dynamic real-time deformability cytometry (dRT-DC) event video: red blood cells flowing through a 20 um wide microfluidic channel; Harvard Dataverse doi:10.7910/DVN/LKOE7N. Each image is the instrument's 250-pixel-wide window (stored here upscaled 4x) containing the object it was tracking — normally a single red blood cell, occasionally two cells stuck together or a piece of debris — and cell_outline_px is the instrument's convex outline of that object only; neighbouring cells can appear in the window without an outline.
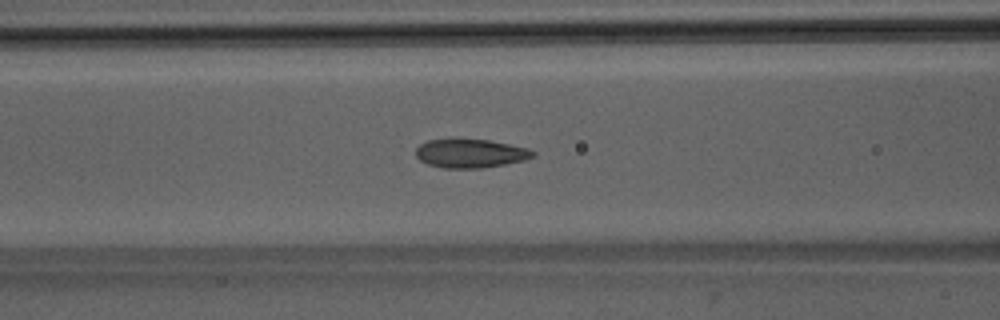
{"species": "Egyptian fruit bat (a non-hibernating species)", "species_latin": "Rousettus aegyptiacus", "temperature_condition": "room temperature", "stored_images_in_passage": 51, "camera_frame_rate_fps": 3000, "um_per_image_px": 0.085, "animal": {"sex": "male"}, "frame": {"image": 1, "passage_image": 21, "time_ms": 6.667, "image_size_px": [1000, 320], "cell_outline_px": [[536, 156], [524, 160], [504, 164], [480, 168], [444, 168], [428, 164], [420, 160], [416, 156], [416, 148], [420, 144], [428, 140], [488, 140], [528, 148], [536, 152]], "centroid_in_image_um": [40.0, 13.05], "position_along_channel_um": 126.6, "area_um2": 19.31}}
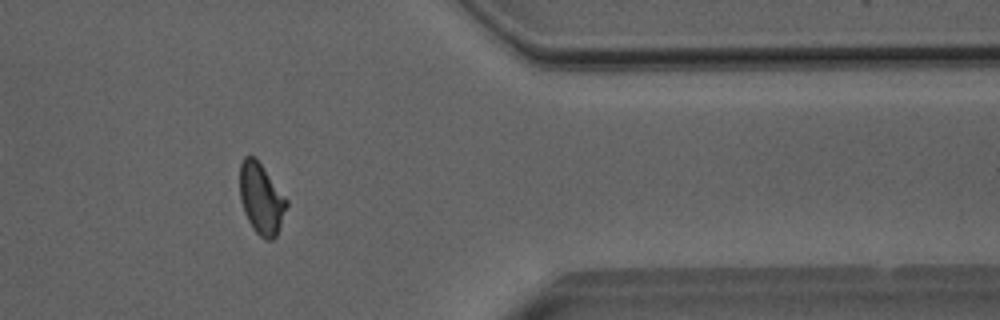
{"frame": {"image": 2, "passage_image": 42, "time_ms": 13.667, "image_size_px": [1000, 320], "cell_outline_px": [[288, 204], [276, 236], [272, 240], [264, 240], [252, 228], [244, 212], [240, 200], [240, 164], [244, 156], [256, 156], [288, 200]], "centroid_in_image_um": [22.2, 16.87], "position_along_channel_um": 389.2, "area_um2": 19.48}}
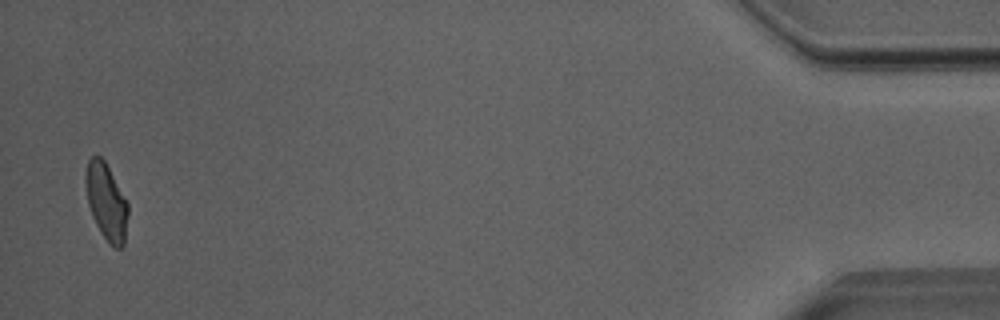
{"frame": {"image": 3, "passage_image": 50, "time_ms": 16.333, "image_size_px": [1000, 320], "cell_outline_px": [[128, 216], [124, 244], [120, 248], [116, 248], [100, 232], [92, 216], [88, 204], [84, 180], [84, 176], [88, 160], [92, 156], [100, 156], [104, 160], [128, 204]], "centroid_in_image_um": [9.02, 17.13], "position_along_channel_um": 426.2, "area_um2": 18.67}, "authors_computed_cell_mechanics": {"area_um2": 19.5364, "velocity_mm_per_s": 4.0108, "shape_relaxation_time_tau1_ms": 5.9096, "shape_relaxation_time_tau2_ms": 1.9198, "deformation_change_tau1": 0.1457, "deformation_change_tau2": 0.0503}}